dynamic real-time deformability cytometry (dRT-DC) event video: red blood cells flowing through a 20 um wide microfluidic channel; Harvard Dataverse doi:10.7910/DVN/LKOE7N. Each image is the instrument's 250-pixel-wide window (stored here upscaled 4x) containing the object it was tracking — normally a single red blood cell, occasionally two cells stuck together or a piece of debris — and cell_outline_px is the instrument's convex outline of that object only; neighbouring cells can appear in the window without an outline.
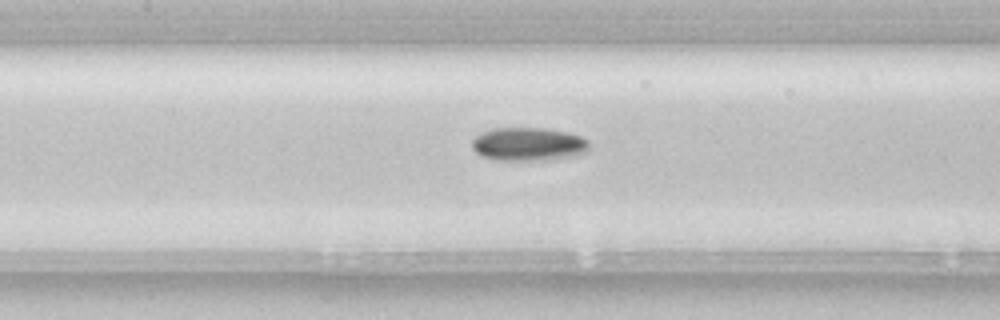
{"species": "common noctule bat (a hibernating species)", "species_latin": "Nyctalus noctula", "temperature_condition": "room temperature", "stored_images_in_passage": 39, "camera_frame_rate_fps": 3000, "um_per_image_px": 0.085, "animal": {"sex": "female", "body_mass_g": 22.7, "forearm_length_mm": 54.2}, "frame": {"image": 1, "passage_image": 12, "time_ms": 3.667, "image_size_px": [1000, 320], "cell_outline_px": [[588, 152], [576, 156], [548, 160], [496, 160], [480, 156], [472, 148], [472, 140], [476, 136], [492, 128], [544, 128], [568, 132], [580, 136], [588, 140]], "centroid_in_image_um": [44.93, 12.26], "position_along_channel_um": 162.5, "area_um2": 23.0}}
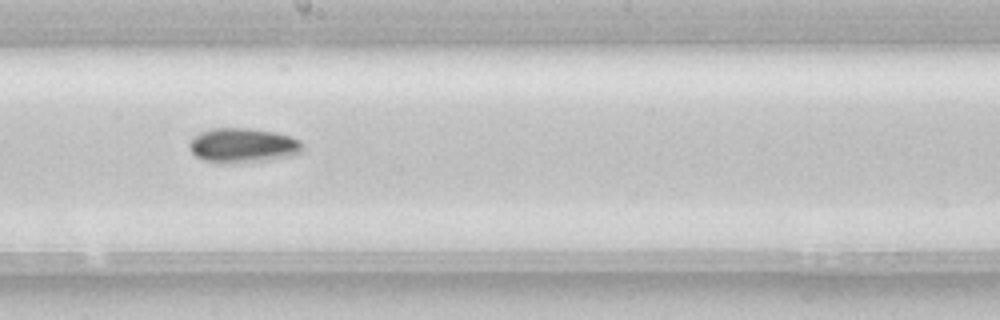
{"frame": {"image": 2, "passage_image": 17, "time_ms": 5.333, "image_size_px": [1000, 320], "cell_outline_px": [[304, 148], [300, 152], [292, 156], [268, 160], [236, 164], [220, 164], [204, 160], [196, 156], [188, 148], [188, 144], [192, 136], [200, 132], [212, 128], [252, 128], [276, 132], [292, 136], [300, 140], [304, 144]], "centroid_in_image_um": [20.64, 12.37], "position_along_channel_um": 227.6, "area_um2": 23.52}}